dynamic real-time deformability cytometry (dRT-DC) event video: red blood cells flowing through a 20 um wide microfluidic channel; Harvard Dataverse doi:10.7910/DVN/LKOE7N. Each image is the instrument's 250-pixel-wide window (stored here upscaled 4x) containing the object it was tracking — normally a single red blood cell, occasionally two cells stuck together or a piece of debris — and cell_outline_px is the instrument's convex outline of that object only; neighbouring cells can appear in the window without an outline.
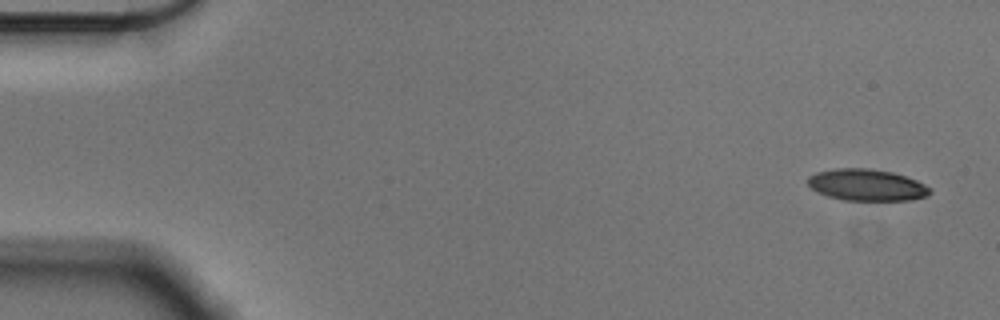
{"species": "Egyptian fruit bat (a non-hibernating species)", "species_latin": "Rousettus aegyptiacus", "temperature_condition": "cold", "stored_images_in_passage": 16, "camera_frame_rate_fps": 3000, "um_per_image_px": 0.085, "animal": {"sex": "male"}, "frame": {"image": 1, "passage_image": 1, "time_ms": 0.0, "image_size_px": [1000, 320], "cell_outline_px": [[932, 192], [928, 196], [908, 200], [844, 200], [828, 196], [816, 192], [808, 184], [808, 176], [816, 172], [836, 168], [868, 168], [892, 172], [916, 180], [932, 188]], "centroid_in_image_um": [73.68, 15.72], "position_along_channel_um": 11.3, "area_um2": 22.54}}
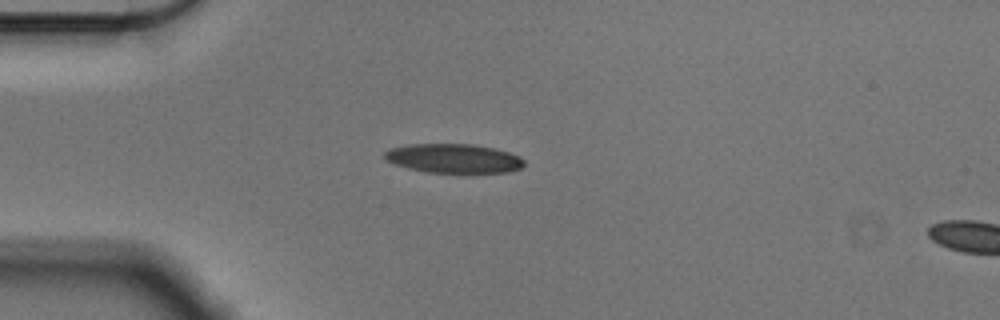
{"frame": {"image": 2, "passage_image": 13, "time_ms": 4.0, "image_size_px": [1000, 320], "cell_outline_px": [[524, 164], [520, 168], [508, 172], [472, 176], [468, 176], [428, 172], [408, 168], [396, 164], [388, 160], [384, 156], [384, 152], [388, 148], [408, 144], [472, 144], [492, 148], [508, 152], [520, 156], [524, 160]], "centroid_in_image_um": [38.61, 13.51], "position_along_channel_um": 46.4, "area_um2": 24.68}}